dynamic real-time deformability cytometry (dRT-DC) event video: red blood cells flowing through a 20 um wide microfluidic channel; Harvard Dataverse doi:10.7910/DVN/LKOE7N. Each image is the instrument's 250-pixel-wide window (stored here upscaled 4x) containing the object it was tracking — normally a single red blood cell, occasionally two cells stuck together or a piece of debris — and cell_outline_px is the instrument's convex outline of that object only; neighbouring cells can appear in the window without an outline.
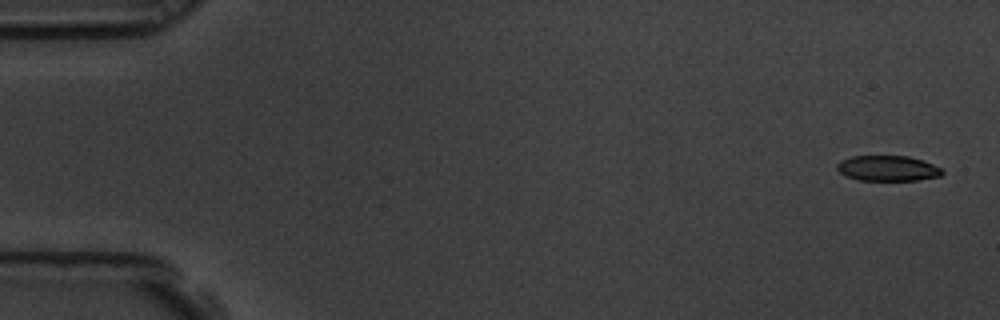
{"species": "common noctule bat (a hibernating species)", "species_latin": "Nyctalus noctula", "temperature_condition": "room temperature", "stored_images_in_passage": 11, "camera_frame_rate_fps": 3000, "um_per_image_px": 0.085, "animal": {"sex": "male", "body_mass_g": 19.5, "forearm_length_mm": 54.6}, "frame": {"image": 1, "passage_image": 1, "time_ms": 0.0, "image_size_px": [1000, 320], "cell_outline_px": [[944, 172], [940, 176], [920, 180], [860, 180], [844, 176], [836, 168], [836, 164], [840, 160], [852, 156], [908, 156], [924, 160], [940, 168]], "centroid_in_image_um": [75.44, 14.3], "position_along_channel_um": 9.6, "area_um2": 15.66}}
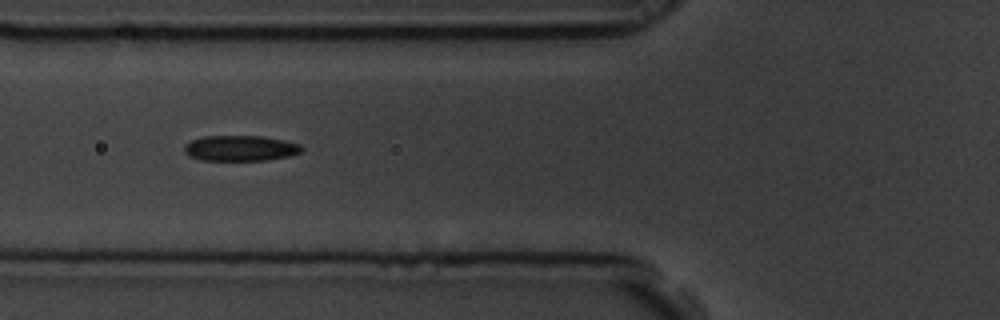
{"frame": {"image": 2, "passage_image": 6, "time_ms": 1.667, "image_size_px": [1000, 320], "cell_outline_px": [[304, 148], [300, 152], [288, 156], [268, 160], [200, 160], [188, 156], [184, 152], [184, 144], [192, 140], [204, 136], [260, 136], [284, 140], [300, 144]], "centroid_in_image_um": [20.41, 12.6], "position_along_channel_um": 105.4, "area_um2": 17.51}}
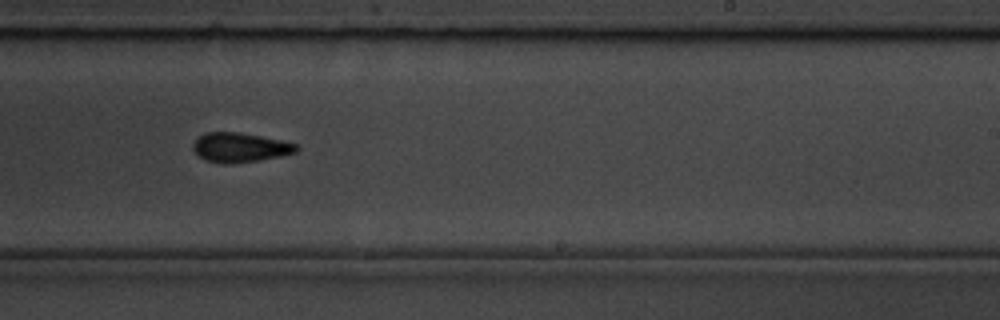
{"frame": {"image": 3, "passage_image": 10, "time_ms": 3.0, "image_size_px": [1000, 320], "cell_outline_px": [[300, 148], [296, 152], [280, 156], [256, 160], [224, 164], [204, 160], [192, 148], [192, 144], [204, 132], [236, 132], [260, 136], [280, 140], [296, 144]], "centroid_in_image_um": [20.38, 12.53], "position_along_channel_um": 268.6, "area_um2": 17.46}}